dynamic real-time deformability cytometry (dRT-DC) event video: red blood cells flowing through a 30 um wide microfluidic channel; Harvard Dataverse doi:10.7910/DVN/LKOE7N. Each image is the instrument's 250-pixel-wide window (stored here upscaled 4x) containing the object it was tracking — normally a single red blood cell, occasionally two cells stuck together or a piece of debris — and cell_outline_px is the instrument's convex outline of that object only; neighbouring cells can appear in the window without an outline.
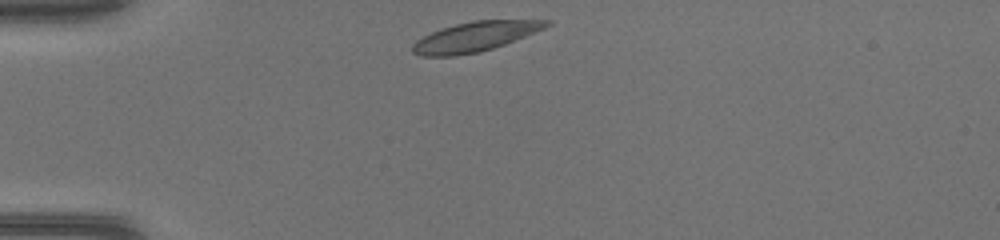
{"species": "common noctule bat (a hibernating species)", "species_latin": "Nyctalus noctula", "temperature_condition": "warm", "stored_images_in_passage": 36, "camera_frame_rate_fps": 3000, "um_per_image_px": 0.085, "animal": {"sex": "female", "body_mass_g": 17.0, "forearm_length_mm": 48.0}, "frame": {"image": 1, "passage_image": 1, "time_ms": 0.0, "image_size_px": [1000, 240], "cell_outline_px": [[552, 24], [544, 28], [504, 44], [480, 52], [452, 56], [420, 56], [412, 52], [412, 44], [416, 40], [432, 32], [456, 24], [472, 20], [552, 20]], "centroid_in_image_um": [40.36, 3.12], "position_along_channel_um": 44.6, "area_um2": 22.89}}
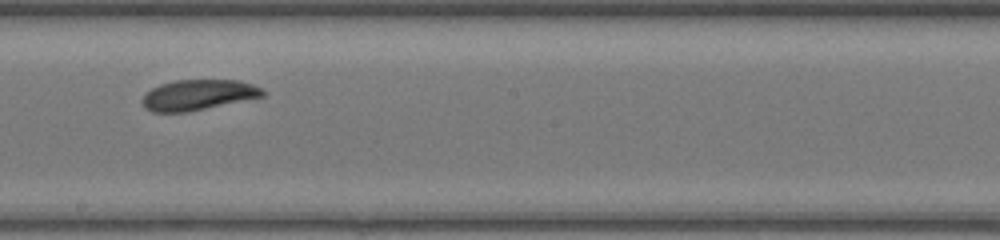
{"frame": {"image": 2, "passage_image": 16, "time_ms": 5.0, "image_size_px": [1000, 240], "cell_outline_px": [[264, 96], [188, 112], [152, 112], [144, 108], [140, 100], [152, 88], [160, 84], [176, 80], [240, 80], [252, 84], [260, 88], [264, 92]], "centroid_in_image_um": [16.81, 8.07], "position_along_channel_um": 231.4, "area_um2": 21.33}}
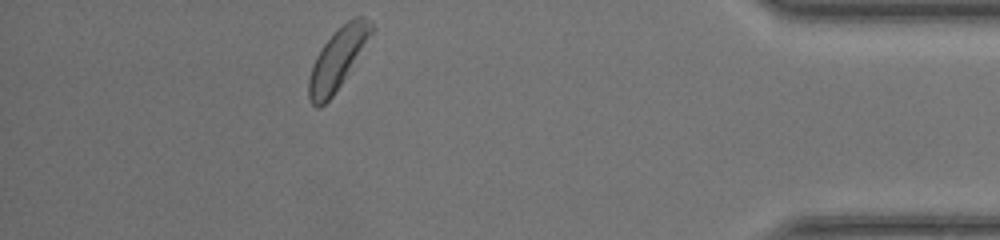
{"frame": {"image": 3, "passage_image": 31, "time_ms": 10.0, "image_size_px": [1000, 240], "cell_outline_px": [[376, 28], [340, 84], [332, 96], [324, 104], [316, 108], [312, 104], [308, 96], [308, 80], [316, 56], [320, 48], [348, 20], [356, 16], [364, 16]], "centroid_in_image_um": [28.69, 5.0], "position_along_channel_um": 406.5, "area_um2": 21.44}}